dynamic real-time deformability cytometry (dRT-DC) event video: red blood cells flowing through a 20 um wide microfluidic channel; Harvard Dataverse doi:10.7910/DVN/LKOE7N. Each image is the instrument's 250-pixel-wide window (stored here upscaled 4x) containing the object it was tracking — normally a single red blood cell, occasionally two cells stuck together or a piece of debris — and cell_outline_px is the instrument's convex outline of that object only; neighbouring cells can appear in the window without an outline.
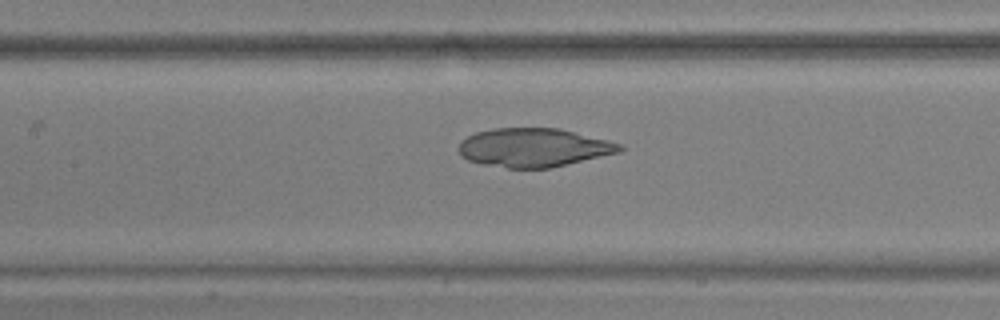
{"species": "common noctule bat (a hibernating species)", "species_latin": "Nyctalus noctula", "temperature_condition": "warm", "stored_images_in_passage": 38, "camera_frame_rate_fps": 3000, "um_per_image_px": 0.085, "animal": {"sex": "male", "body_mass_g": 17.9, "forearm_length_mm": 54.2}, "frame": {"image": 1, "passage_image": 9, "time_ms": 2.667, "image_size_px": [1000, 320], "cell_outline_px": [[624, 148], [620, 152], [548, 168], [508, 168], [484, 164], [468, 160], [460, 156], [460, 140], [476, 132], [492, 128], [560, 128], [624, 144]], "centroid_in_image_um": [45.37, 12.53], "position_along_channel_um": 162.0, "area_um2": 36.24}}
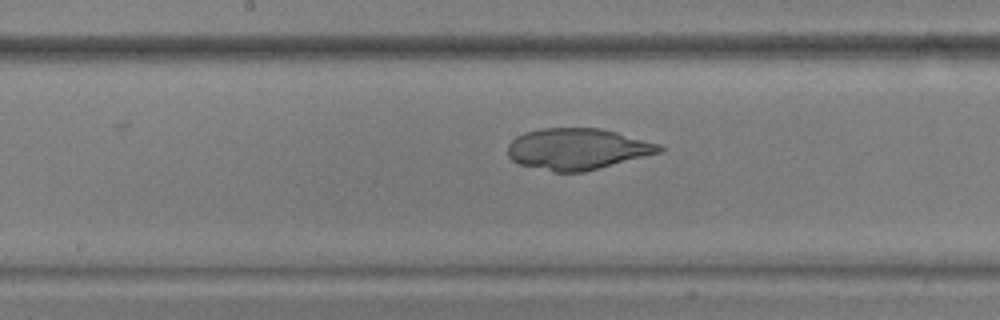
{"frame": {"image": 2, "passage_image": 12, "time_ms": 3.667, "image_size_px": [1000, 320], "cell_outline_px": [[664, 148], [660, 152], [584, 172], [552, 172], [516, 164], [508, 156], [508, 144], [516, 136], [524, 132], [540, 128], [600, 128], [616, 132], [660, 144]], "centroid_in_image_um": [49.02, 12.67], "position_along_channel_um": 199.2, "area_um2": 36.53}}
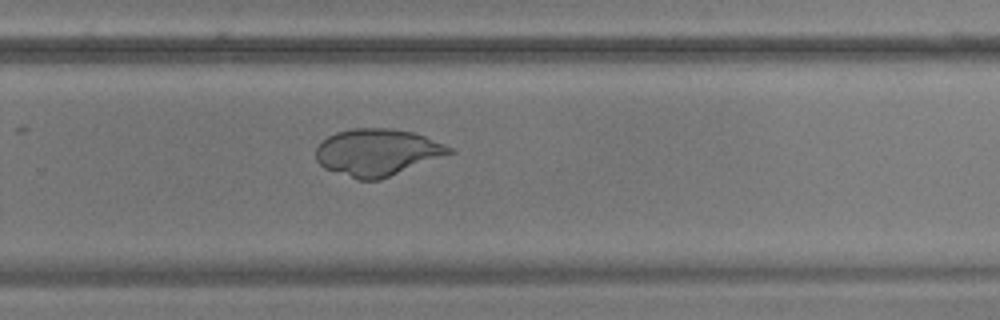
{"frame": {"image": 3, "passage_image": 20, "time_ms": 6.333, "image_size_px": [1000, 320], "cell_outline_px": [[456, 152], [380, 180], [356, 180], [324, 168], [316, 160], [316, 148], [328, 136], [336, 132], [352, 128], [392, 128], [416, 132], [444, 144], [452, 148]], "centroid_in_image_um": [32.09, 12.95], "position_along_channel_um": 297.7, "area_um2": 36.76}}